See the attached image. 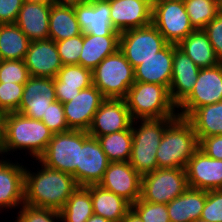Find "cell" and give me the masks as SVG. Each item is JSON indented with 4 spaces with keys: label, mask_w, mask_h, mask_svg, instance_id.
I'll list each match as a JSON object with an SVG mask.
<instances>
[{
    "label": "cell",
    "mask_w": 222,
    "mask_h": 222,
    "mask_svg": "<svg viewBox=\"0 0 222 222\" xmlns=\"http://www.w3.org/2000/svg\"><path fill=\"white\" fill-rule=\"evenodd\" d=\"M32 162L38 163V171L25 165L24 204L60 211L79 185L71 174L49 168L37 159Z\"/></svg>",
    "instance_id": "cell-1"
},
{
    "label": "cell",
    "mask_w": 222,
    "mask_h": 222,
    "mask_svg": "<svg viewBox=\"0 0 222 222\" xmlns=\"http://www.w3.org/2000/svg\"><path fill=\"white\" fill-rule=\"evenodd\" d=\"M53 134L41 120L17 112L7 113L3 157L6 158L8 154L13 156L15 151L16 154L26 151V156L36 160L44 153ZM18 150H22L21 153Z\"/></svg>",
    "instance_id": "cell-2"
},
{
    "label": "cell",
    "mask_w": 222,
    "mask_h": 222,
    "mask_svg": "<svg viewBox=\"0 0 222 222\" xmlns=\"http://www.w3.org/2000/svg\"><path fill=\"white\" fill-rule=\"evenodd\" d=\"M199 149V141L191 122L176 116L166 127L156 158L158 168H186Z\"/></svg>",
    "instance_id": "cell-3"
},
{
    "label": "cell",
    "mask_w": 222,
    "mask_h": 222,
    "mask_svg": "<svg viewBox=\"0 0 222 222\" xmlns=\"http://www.w3.org/2000/svg\"><path fill=\"white\" fill-rule=\"evenodd\" d=\"M133 120L175 118L177 105L166 86L135 82L124 98Z\"/></svg>",
    "instance_id": "cell-4"
},
{
    "label": "cell",
    "mask_w": 222,
    "mask_h": 222,
    "mask_svg": "<svg viewBox=\"0 0 222 222\" xmlns=\"http://www.w3.org/2000/svg\"><path fill=\"white\" fill-rule=\"evenodd\" d=\"M174 118L140 119L132 123V152L129 163L141 175L158 168L156 153L166 127Z\"/></svg>",
    "instance_id": "cell-5"
},
{
    "label": "cell",
    "mask_w": 222,
    "mask_h": 222,
    "mask_svg": "<svg viewBox=\"0 0 222 222\" xmlns=\"http://www.w3.org/2000/svg\"><path fill=\"white\" fill-rule=\"evenodd\" d=\"M92 82L105 98L124 99L135 83L134 68L118 49L92 70Z\"/></svg>",
    "instance_id": "cell-6"
},
{
    "label": "cell",
    "mask_w": 222,
    "mask_h": 222,
    "mask_svg": "<svg viewBox=\"0 0 222 222\" xmlns=\"http://www.w3.org/2000/svg\"><path fill=\"white\" fill-rule=\"evenodd\" d=\"M188 187L185 168H157L142 176L141 198L150 203L168 204Z\"/></svg>",
    "instance_id": "cell-7"
},
{
    "label": "cell",
    "mask_w": 222,
    "mask_h": 222,
    "mask_svg": "<svg viewBox=\"0 0 222 222\" xmlns=\"http://www.w3.org/2000/svg\"><path fill=\"white\" fill-rule=\"evenodd\" d=\"M80 148L81 130L54 133L44 153L37 160L49 168L71 174L77 182Z\"/></svg>",
    "instance_id": "cell-8"
},
{
    "label": "cell",
    "mask_w": 222,
    "mask_h": 222,
    "mask_svg": "<svg viewBox=\"0 0 222 222\" xmlns=\"http://www.w3.org/2000/svg\"><path fill=\"white\" fill-rule=\"evenodd\" d=\"M152 24L169 44L178 45L195 29L191 25L184 2L152 1Z\"/></svg>",
    "instance_id": "cell-9"
},
{
    "label": "cell",
    "mask_w": 222,
    "mask_h": 222,
    "mask_svg": "<svg viewBox=\"0 0 222 222\" xmlns=\"http://www.w3.org/2000/svg\"><path fill=\"white\" fill-rule=\"evenodd\" d=\"M167 44L163 35L152 23L124 31L119 37V50L133 68L154 56Z\"/></svg>",
    "instance_id": "cell-10"
},
{
    "label": "cell",
    "mask_w": 222,
    "mask_h": 222,
    "mask_svg": "<svg viewBox=\"0 0 222 222\" xmlns=\"http://www.w3.org/2000/svg\"><path fill=\"white\" fill-rule=\"evenodd\" d=\"M222 101V62L200 68L191 93L177 106L178 116L187 118L195 109Z\"/></svg>",
    "instance_id": "cell-11"
},
{
    "label": "cell",
    "mask_w": 222,
    "mask_h": 222,
    "mask_svg": "<svg viewBox=\"0 0 222 222\" xmlns=\"http://www.w3.org/2000/svg\"><path fill=\"white\" fill-rule=\"evenodd\" d=\"M109 163L97 138L90 136L87 131H82L77 184L80 187L98 185L102 181Z\"/></svg>",
    "instance_id": "cell-12"
},
{
    "label": "cell",
    "mask_w": 222,
    "mask_h": 222,
    "mask_svg": "<svg viewBox=\"0 0 222 222\" xmlns=\"http://www.w3.org/2000/svg\"><path fill=\"white\" fill-rule=\"evenodd\" d=\"M98 185L124 198L131 205L141 198L142 176L129 162H110Z\"/></svg>",
    "instance_id": "cell-13"
},
{
    "label": "cell",
    "mask_w": 222,
    "mask_h": 222,
    "mask_svg": "<svg viewBox=\"0 0 222 222\" xmlns=\"http://www.w3.org/2000/svg\"><path fill=\"white\" fill-rule=\"evenodd\" d=\"M133 121L125 99L106 98L94 114L87 132L97 138L130 129Z\"/></svg>",
    "instance_id": "cell-14"
},
{
    "label": "cell",
    "mask_w": 222,
    "mask_h": 222,
    "mask_svg": "<svg viewBox=\"0 0 222 222\" xmlns=\"http://www.w3.org/2000/svg\"><path fill=\"white\" fill-rule=\"evenodd\" d=\"M56 100L54 78L30 76L24 84L17 113L31 119L41 120L49 105Z\"/></svg>",
    "instance_id": "cell-15"
},
{
    "label": "cell",
    "mask_w": 222,
    "mask_h": 222,
    "mask_svg": "<svg viewBox=\"0 0 222 222\" xmlns=\"http://www.w3.org/2000/svg\"><path fill=\"white\" fill-rule=\"evenodd\" d=\"M10 159H0V213L16 211L24 204L25 165Z\"/></svg>",
    "instance_id": "cell-16"
},
{
    "label": "cell",
    "mask_w": 222,
    "mask_h": 222,
    "mask_svg": "<svg viewBox=\"0 0 222 222\" xmlns=\"http://www.w3.org/2000/svg\"><path fill=\"white\" fill-rule=\"evenodd\" d=\"M106 98L91 85L83 89L72 100L63 103L66 123L70 130L88 131L94 114Z\"/></svg>",
    "instance_id": "cell-17"
},
{
    "label": "cell",
    "mask_w": 222,
    "mask_h": 222,
    "mask_svg": "<svg viewBox=\"0 0 222 222\" xmlns=\"http://www.w3.org/2000/svg\"><path fill=\"white\" fill-rule=\"evenodd\" d=\"M153 0H110V20L114 29L122 33L152 23Z\"/></svg>",
    "instance_id": "cell-18"
},
{
    "label": "cell",
    "mask_w": 222,
    "mask_h": 222,
    "mask_svg": "<svg viewBox=\"0 0 222 222\" xmlns=\"http://www.w3.org/2000/svg\"><path fill=\"white\" fill-rule=\"evenodd\" d=\"M74 10L80 29L98 36H120L110 20V6L107 0L74 2Z\"/></svg>",
    "instance_id": "cell-19"
},
{
    "label": "cell",
    "mask_w": 222,
    "mask_h": 222,
    "mask_svg": "<svg viewBox=\"0 0 222 222\" xmlns=\"http://www.w3.org/2000/svg\"><path fill=\"white\" fill-rule=\"evenodd\" d=\"M24 62L31 77L55 78L63 67L52 39L30 41Z\"/></svg>",
    "instance_id": "cell-20"
},
{
    "label": "cell",
    "mask_w": 222,
    "mask_h": 222,
    "mask_svg": "<svg viewBox=\"0 0 222 222\" xmlns=\"http://www.w3.org/2000/svg\"><path fill=\"white\" fill-rule=\"evenodd\" d=\"M185 170L190 188L206 191L222 189V160L213 159L198 149Z\"/></svg>",
    "instance_id": "cell-21"
},
{
    "label": "cell",
    "mask_w": 222,
    "mask_h": 222,
    "mask_svg": "<svg viewBox=\"0 0 222 222\" xmlns=\"http://www.w3.org/2000/svg\"><path fill=\"white\" fill-rule=\"evenodd\" d=\"M200 68L173 44L172 79L169 93L178 106L193 90Z\"/></svg>",
    "instance_id": "cell-22"
},
{
    "label": "cell",
    "mask_w": 222,
    "mask_h": 222,
    "mask_svg": "<svg viewBox=\"0 0 222 222\" xmlns=\"http://www.w3.org/2000/svg\"><path fill=\"white\" fill-rule=\"evenodd\" d=\"M173 44L134 68L135 82H147L166 86L169 89L172 79Z\"/></svg>",
    "instance_id": "cell-23"
},
{
    "label": "cell",
    "mask_w": 222,
    "mask_h": 222,
    "mask_svg": "<svg viewBox=\"0 0 222 222\" xmlns=\"http://www.w3.org/2000/svg\"><path fill=\"white\" fill-rule=\"evenodd\" d=\"M52 3L23 2L15 24L30 41L49 39V17Z\"/></svg>",
    "instance_id": "cell-24"
},
{
    "label": "cell",
    "mask_w": 222,
    "mask_h": 222,
    "mask_svg": "<svg viewBox=\"0 0 222 222\" xmlns=\"http://www.w3.org/2000/svg\"><path fill=\"white\" fill-rule=\"evenodd\" d=\"M93 85L92 70L79 64L63 65L54 78L57 101L66 103Z\"/></svg>",
    "instance_id": "cell-25"
},
{
    "label": "cell",
    "mask_w": 222,
    "mask_h": 222,
    "mask_svg": "<svg viewBox=\"0 0 222 222\" xmlns=\"http://www.w3.org/2000/svg\"><path fill=\"white\" fill-rule=\"evenodd\" d=\"M206 201V190L188 187L167 204L170 222H195L200 219Z\"/></svg>",
    "instance_id": "cell-26"
},
{
    "label": "cell",
    "mask_w": 222,
    "mask_h": 222,
    "mask_svg": "<svg viewBox=\"0 0 222 222\" xmlns=\"http://www.w3.org/2000/svg\"><path fill=\"white\" fill-rule=\"evenodd\" d=\"M73 3L54 2L49 17V39L62 41L82 34Z\"/></svg>",
    "instance_id": "cell-27"
},
{
    "label": "cell",
    "mask_w": 222,
    "mask_h": 222,
    "mask_svg": "<svg viewBox=\"0 0 222 222\" xmlns=\"http://www.w3.org/2000/svg\"><path fill=\"white\" fill-rule=\"evenodd\" d=\"M86 188L91 193L93 213L96 215L111 222H121L131 209L128 201L100 185H89Z\"/></svg>",
    "instance_id": "cell-28"
},
{
    "label": "cell",
    "mask_w": 222,
    "mask_h": 222,
    "mask_svg": "<svg viewBox=\"0 0 222 222\" xmlns=\"http://www.w3.org/2000/svg\"><path fill=\"white\" fill-rule=\"evenodd\" d=\"M120 36H98L83 32L79 65L93 70L105 57L119 49Z\"/></svg>",
    "instance_id": "cell-29"
},
{
    "label": "cell",
    "mask_w": 222,
    "mask_h": 222,
    "mask_svg": "<svg viewBox=\"0 0 222 222\" xmlns=\"http://www.w3.org/2000/svg\"><path fill=\"white\" fill-rule=\"evenodd\" d=\"M177 47L182 50L199 68L212 67L220 63L203 29L194 30Z\"/></svg>",
    "instance_id": "cell-30"
},
{
    "label": "cell",
    "mask_w": 222,
    "mask_h": 222,
    "mask_svg": "<svg viewBox=\"0 0 222 222\" xmlns=\"http://www.w3.org/2000/svg\"><path fill=\"white\" fill-rule=\"evenodd\" d=\"M187 119L191 122L198 141L222 134V101L195 109Z\"/></svg>",
    "instance_id": "cell-31"
},
{
    "label": "cell",
    "mask_w": 222,
    "mask_h": 222,
    "mask_svg": "<svg viewBox=\"0 0 222 222\" xmlns=\"http://www.w3.org/2000/svg\"><path fill=\"white\" fill-rule=\"evenodd\" d=\"M29 38L15 24H0V60H24Z\"/></svg>",
    "instance_id": "cell-32"
},
{
    "label": "cell",
    "mask_w": 222,
    "mask_h": 222,
    "mask_svg": "<svg viewBox=\"0 0 222 222\" xmlns=\"http://www.w3.org/2000/svg\"><path fill=\"white\" fill-rule=\"evenodd\" d=\"M110 162H129L132 152V127L97 137Z\"/></svg>",
    "instance_id": "cell-33"
},
{
    "label": "cell",
    "mask_w": 222,
    "mask_h": 222,
    "mask_svg": "<svg viewBox=\"0 0 222 222\" xmlns=\"http://www.w3.org/2000/svg\"><path fill=\"white\" fill-rule=\"evenodd\" d=\"M59 212L62 222H87L94 214L90 191L79 186Z\"/></svg>",
    "instance_id": "cell-34"
},
{
    "label": "cell",
    "mask_w": 222,
    "mask_h": 222,
    "mask_svg": "<svg viewBox=\"0 0 222 222\" xmlns=\"http://www.w3.org/2000/svg\"><path fill=\"white\" fill-rule=\"evenodd\" d=\"M184 5L195 30L203 29L221 11V0H187Z\"/></svg>",
    "instance_id": "cell-35"
},
{
    "label": "cell",
    "mask_w": 222,
    "mask_h": 222,
    "mask_svg": "<svg viewBox=\"0 0 222 222\" xmlns=\"http://www.w3.org/2000/svg\"><path fill=\"white\" fill-rule=\"evenodd\" d=\"M131 208L143 222H170L167 204L150 203L139 198Z\"/></svg>",
    "instance_id": "cell-36"
},
{
    "label": "cell",
    "mask_w": 222,
    "mask_h": 222,
    "mask_svg": "<svg viewBox=\"0 0 222 222\" xmlns=\"http://www.w3.org/2000/svg\"><path fill=\"white\" fill-rule=\"evenodd\" d=\"M15 217V222H60V212L50 208H38L23 204Z\"/></svg>",
    "instance_id": "cell-37"
},
{
    "label": "cell",
    "mask_w": 222,
    "mask_h": 222,
    "mask_svg": "<svg viewBox=\"0 0 222 222\" xmlns=\"http://www.w3.org/2000/svg\"><path fill=\"white\" fill-rule=\"evenodd\" d=\"M29 77L24 60H0V82L25 84Z\"/></svg>",
    "instance_id": "cell-38"
},
{
    "label": "cell",
    "mask_w": 222,
    "mask_h": 222,
    "mask_svg": "<svg viewBox=\"0 0 222 222\" xmlns=\"http://www.w3.org/2000/svg\"><path fill=\"white\" fill-rule=\"evenodd\" d=\"M24 84L0 82V110L17 112L21 103Z\"/></svg>",
    "instance_id": "cell-39"
},
{
    "label": "cell",
    "mask_w": 222,
    "mask_h": 222,
    "mask_svg": "<svg viewBox=\"0 0 222 222\" xmlns=\"http://www.w3.org/2000/svg\"><path fill=\"white\" fill-rule=\"evenodd\" d=\"M55 43L63 65L79 64L83 47V33Z\"/></svg>",
    "instance_id": "cell-40"
},
{
    "label": "cell",
    "mask_w": 222,
    "mask_h": 222,
    "mask_svg": "<svg viewBox=\"0 0 222 222\" xmlns=\"http://www.w3.org/2000/svg\"><path fill=\"white\" fill-rule=\"evenodd\" d=\"M41 121L53 132L63 133L70 131L66 123L63 104L60 101L52 102Z\"/></svg>",
    "instance_id": "cell-41"
},
{
    "label": "cell",
    "mask_w": 222,
    "mask_h": 222,
    "mask_svg": "<svg viewBox=\"0 0 222 222\" xmlns=\"http://www.w3.org/2000/svg\"><path fill=\"white\" fill-rule=\"evenodd\" d=\"M200 219L222 222V189L206 191V201Z\"/></svg>",
    "instance_id": "cell-42"
},
{
    "label": "cell",
    "mask_w": 222,
    "mask_h": 222,
    "mask_svg": "<svg viewBox=\"0 0 222 222\" xmlns=\"http://www.w3.org/2000/svg\"><path fill=\"white\" fill-rule=\"evenodd\" d=\"M217 59L222 62V11L204 28Z\"/></svg>",
    "instance_id": "cell-43"
},
{
    "label": "cell",
    "mask_w": 222,
    "mask_h": 222,
    "mask_svg": "<svg viewBox=\"0 0 222 222\" xmlns=\"http://www.w3.org/2000/svg\"><path fill=\"white\" fill-rule=\"evenodd\" d=\"M23 0H0V24L15 23Z\"/></svg>",
    "instance_id": "cell-44"
},
{
    "label": "cell",
    "mask_w": 222,
    "mask_h": 222,
    "mask_svg": "<svg viewBox=\"0 0 222 222\" xmlns=\"http://www.w3.org/2000/svg\"><path fill=\"white\" fill-rule=\"evenodd\" d=\"M199 149L213 159L222 160V134L202 138Z\"/></svg>",
    "instance_id": "cell-45"
},
{
    "label": "cell",
    "mask_w": 222,
    "mask_h": 222,
    "mask_svg": "<svg viewBox=\"0 0 222 222\" xmlns=\"http://www.w3.org/2000/svg\"><path fill=\"white\" fill-rule=\"evenodd\" d=\"M6 117L7 112L0 110V158H3L4 152Z\"/></svg>",
    "instance_id": "cell-46"
},
{
    "label": "cell",
    "mask_w": 222,
    "mask_h": 222,
    "mask_svg": "<svg viewBox=\"0 0 222 222\" xmlns=\"http://www.w3.org/2000/svg\"><path fill=\"white\" fill-rule=\"evenodd\" d=\"M121 222H143L140 216L131 208Z\"/></svg>",
    "instance_id": "cell-47"
},
{
    "label": "cell",
    "mask_w": 222,
    "mask_h": 222,
    "mask_svg": "<svg viewBox=\"0 0 222 222\" xmlns=\"http://www.w3.org/2000/svg\"><path fill=\"white\" fill-rule=\"evenodd\" d=\"M87 222H111V221H109L99 215L93 214Z\"/></svg>",
    "instance_id": "cell-48"
},
{
    "label": "cell",
    "mask_w": 222,
    "mask_h": 222,
    "mask_svg": "<svg viewBox=\"0 0 222 222\" xmlns=\"http://www.w3.org/2000/svg\"><path fill=\"white\" fill-rule=\"evenodd\" d=\"M23 2H28V3H54L55 0H23Z\"/></svg>",
    "instance_id": "cell-49"
},
{
    "label": "cell",
    "mask_w": 222,
    "mask_h": 222,
    "mask_svg": "<svg viewBox=\"0 0 222 222\" xmlns=\"http://www.w3.org/2000/svg\"><path fill=\"white\" fill-rule=\"evenodd\" d=\"M81 1H89V0H55V2H65V3H73V2H81Z\"/></svg>",
    "instance_id": "cell-50"
},
{
    "label": "cell",
    "mask_w": 222,
    "mask_h": 222,
    "mask_svg": "<svg viewBox=\"0 0 222 222\" xmlns=\"http://www.w3.org/2000/svg\"><path fill=\"white\" fill-rule=\"evenodd\" d=\"M195 222H208V221L199 219V220H197V221H195Z\"/></svg>",
    "instance_id": "cell-51"
},
{
    "label": "cell",
    "mask_w": 222,
    "mask_h": 222,
    "mask_svg": "<svg viewBox=\"0 0 222 222\" xmlns=\"http://www.w3.org/2000/svg\"><path fill=\"white\" fill-rule=\"evenodd\" d=\"M174 1H178V2H186L187 0H174Z\"/></svg>",
    "instance_id": "cell-52"
}]
</instances>
